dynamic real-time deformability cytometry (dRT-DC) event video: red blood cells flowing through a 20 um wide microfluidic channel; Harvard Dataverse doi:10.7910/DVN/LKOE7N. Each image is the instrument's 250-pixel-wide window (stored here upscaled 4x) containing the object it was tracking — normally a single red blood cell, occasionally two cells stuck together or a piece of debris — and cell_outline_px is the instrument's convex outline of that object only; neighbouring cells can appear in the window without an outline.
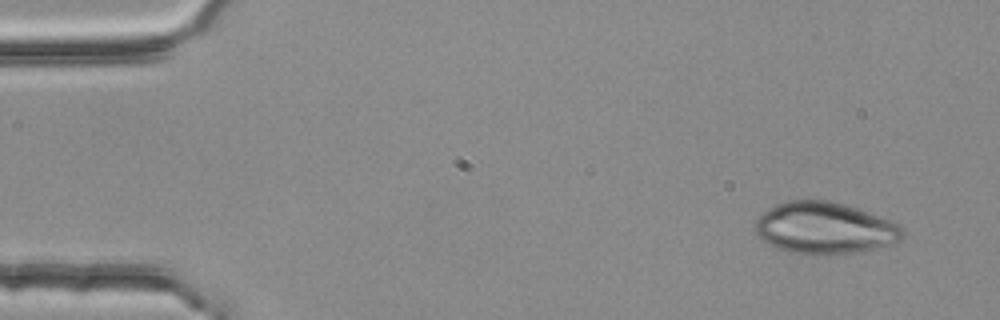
{"species": "common noctule bat (a hibernating species)", "species_latin": "Nyctalus noctula", "temperature_condition": "room temperature", "stored_images_in_passage": 3, "camera_frame_rate_fps": 3000, "um_per_image_px": 0.085, "animal": {"sex": "female", "body_mass_g": 25.1}, "frame": {"image": 1, "passage_image": 1, "time_ms": 0.0, "image_size_px": [1000, 320], "cell_outline_px": [[904, 236], [896, 244], [856, 252], [788, 252], [776, 248], [768, 244], [756, 232], [756, 220], [764, 212], [776, 204], [788, 200], [828, 200], [844, 204], [856, 208], [900, 224], [904, 232]], "centroid_in_image_um": [70.13, 19.36], "position_along_channel_um": 14.9, "area_um2": 43.58}}